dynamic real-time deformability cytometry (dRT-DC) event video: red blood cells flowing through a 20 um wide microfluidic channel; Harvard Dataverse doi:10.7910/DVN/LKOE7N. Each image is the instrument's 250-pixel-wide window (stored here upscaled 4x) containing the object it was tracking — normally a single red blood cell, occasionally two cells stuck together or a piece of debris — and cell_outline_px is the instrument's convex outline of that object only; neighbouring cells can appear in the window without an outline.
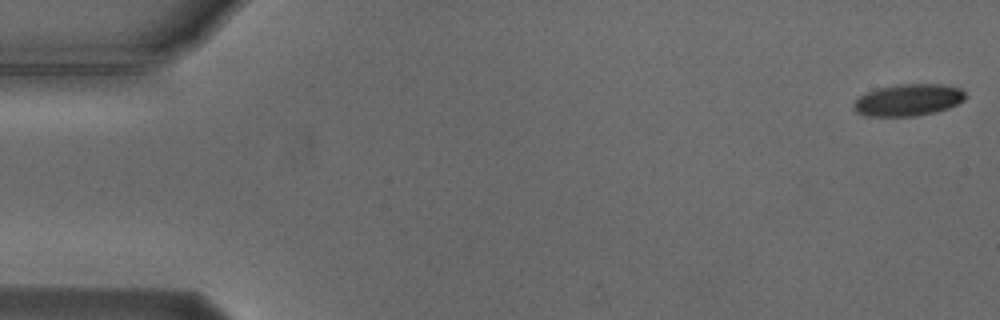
{"species": "Egyptian fruit bat (a non-hibernating species)", "species_latin": "Rousettus aegyptiacus", "temperature_condition": "cold", "stored_images_in_passage": 55, "camera_frame_rate_fps": 3000, "um_per_image_px": 0.085, "animal": {"sex": "male"}, "frame": {"image": 1, "passage_image": 1, "time_ms": 0.0, "image_size_px": [1000, 320], "cell_outline_px": [[968, 96], [964, 100], [948, 108], [936, 112], [916, 116], [868, 116], [856, 112], [852, 108], [852, 104], [860, 96], [876, 88], [896, 84], [944, 84], [960, 88]], "centroid_in_image_um": [77.2, 8.49], "position_along_channel_um": 7.8, "area_um2": 20.92}}
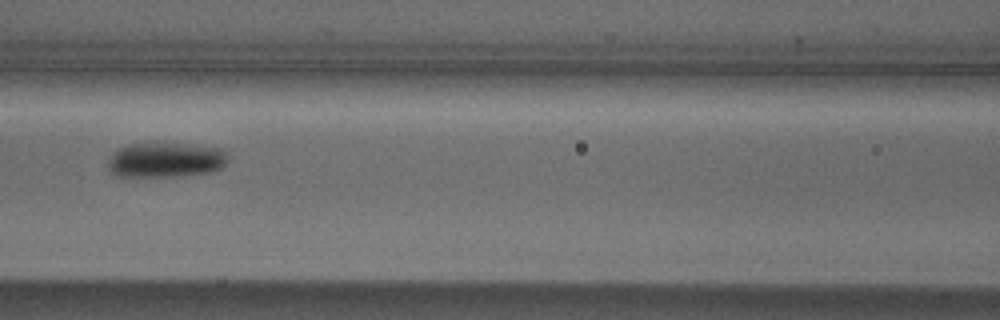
{"frame": {"image": 2, "passage_image": 24, "time_ms": 7.667, "image_size_px": [1000, 320], "cell_outline_px": [[228, 160], [220, 168], [212, 172], [172, 176], [116, 176], [108, 168], [108, 160], [112, 152], [116, 148], [128, 144], [188, 144], [220, 148], [224, 152]], "centroid_in_image_um": [14.03, 13.59], "position_along_channel_um": 152.6, "area_um2": 24.22}}
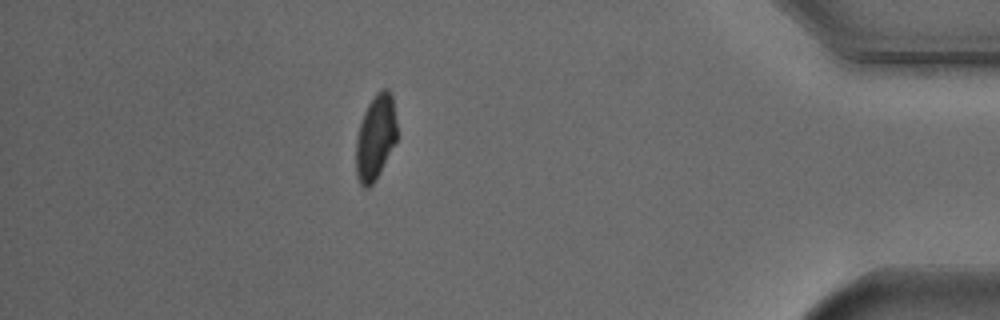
{"frame": {"image": 3, "passage_image": 48, "time_ms": 15.667, "image_size_px": [1000, 320], "cell_outline_px": [[396, 140], [372, 184], [368, 188], [364, 188], [360, 184], [356, 176], [356, 136], [364, 112], [368, 104], [376, 92], [380, 88], [388, 88], [392, 92], [396, 120]], "centroid_in_image_um": [31.9, 11.61], "position_along_channel_um": 403.3, "area_um2": 20.17}, "authors_computed_cell_mechanics": {"area_um2": 22.3686, "velocity_mm_per_s": 3.7297, "shape_relaxation_time_tau1_ms": 4.1632, "shape_relaxation_time_tau2_ms": null, "deformation_change_tau1": 0.1001, "deformation_change_tau2": null}}